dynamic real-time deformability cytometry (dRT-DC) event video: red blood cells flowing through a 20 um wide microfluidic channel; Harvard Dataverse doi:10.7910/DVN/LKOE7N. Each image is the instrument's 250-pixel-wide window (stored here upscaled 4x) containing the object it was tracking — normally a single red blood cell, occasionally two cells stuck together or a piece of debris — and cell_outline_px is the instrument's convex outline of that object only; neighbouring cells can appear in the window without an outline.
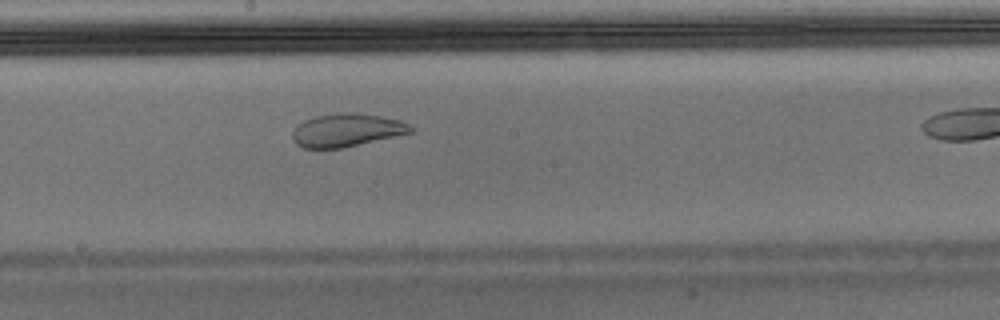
{"species": "Egyptian fruit bat (a non-hibernating species)", "species_latin": "Rousettus aegyptiacus", "temperature_condition": "warm", "stored_images_in_passage": 32, "camera_frame_rate_fps": 3000, "um_per_image_px": 0.085, "animal": {"sex": "male"}, "frame": {"image": 1, "passage_image": 19, "time_ms": 6.0, "image_size_px": [1000, 320], "cell_outline_px": [[412, 132], [344, 148], [304, 148], [296, 144], [292, 136], [292, 132], [304, 120], [316, 116], [356, 112], [380, 116], [400, 120], [408, 124], [412, 128]], "centroid_in_image_um": [29.47, 11.07], "position_along_channel_um": 218.7, "area_um2": 22.43}}